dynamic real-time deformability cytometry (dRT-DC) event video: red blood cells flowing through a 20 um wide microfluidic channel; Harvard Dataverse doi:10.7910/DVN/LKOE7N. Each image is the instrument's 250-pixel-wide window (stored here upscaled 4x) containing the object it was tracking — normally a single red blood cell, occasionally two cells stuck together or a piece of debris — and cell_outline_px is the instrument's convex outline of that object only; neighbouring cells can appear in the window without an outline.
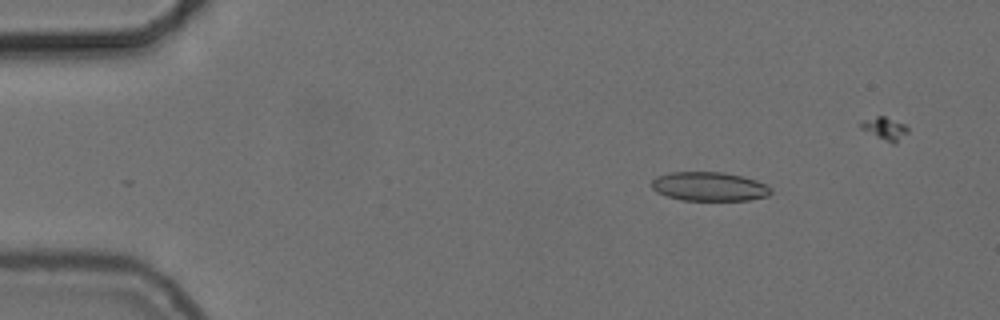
{"species": "common noctule bat (a hibernating species)", "species_latin": "Nyctalus noctula", "temperature_condition": "cold", "stored_images_in_passage": 42, "camera_frame_rate_fps": 3000, "um_per_image_px": 0.085, "animal": {"sex": "female", "body_mass_g": 24.6, "forearm_length_mm": 56.2}, "frame": {"image": 1, "passage_image": 1, "time_ms": 0.0, "image_size_px": [1000, 320], "cell_outline_px": [[772, 192], [768, 196], [748, 200], [680, 200], [656, 192], [652, 188], [652, 180], [656, 176], [668, 172], [720, 172], [744, 176], [756, 180], [772, 188]], "centroid_in_image_um": [60.28, 15.85], "position_along_channel_um": 24.7, "area_um2": 20.23}}
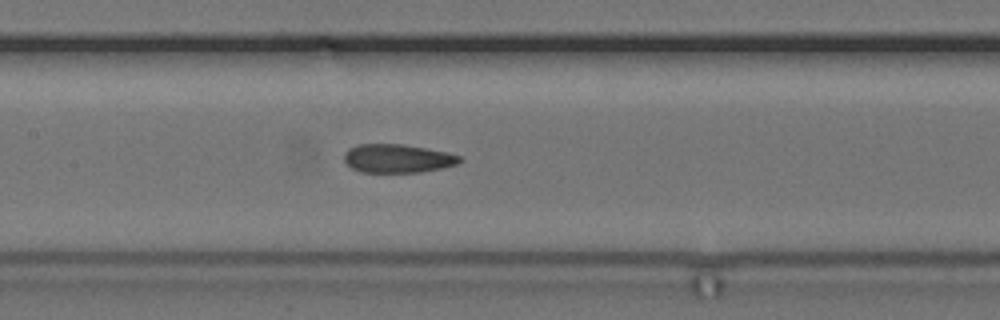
{"frame": {"image": 2, "passage_image": 19, "time_ms": 6.0, "image_size_px": [1000, 320], "cell_outline_px": [[464, 160], [456, 164], [440, 168], [420, 172], [360, 172], [352, 168], [344, 160], [344, 152], [348, 148], [360, 144], [400, 144], [448, 152], [460, 156]], "centroid_in_image_um": [33.78, 13.47], "position_along_channel_um": 173.6, "area_um2": 19.13}}
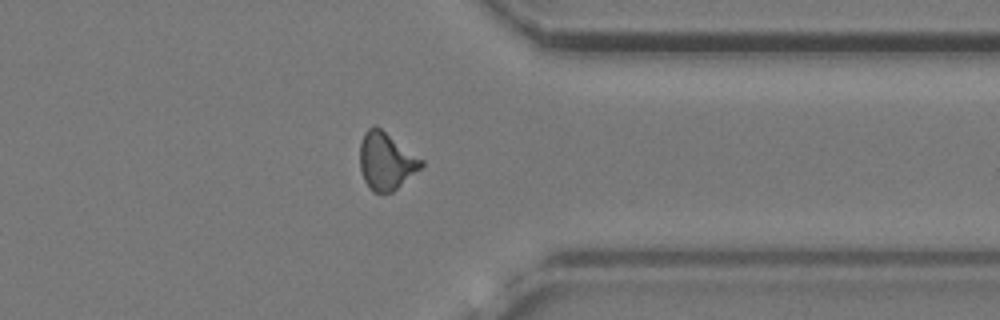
{"frame": {"image": 3, "passage_image": 36, "time_ms": 11.667, "image_size_px": [1000, 320], "cell_outline_px": [[424, 164], [420, 168], [392, 192], [372, 192], [368, 188], [364, 180], [360, 168], [360, 144], [364, 132], [368, 128], [376, 124], [424, 160]], "centroid_in_image_um": [32.8, 13.67], "position_along_channel_um": 378.6, "area_um2": 20.52}}